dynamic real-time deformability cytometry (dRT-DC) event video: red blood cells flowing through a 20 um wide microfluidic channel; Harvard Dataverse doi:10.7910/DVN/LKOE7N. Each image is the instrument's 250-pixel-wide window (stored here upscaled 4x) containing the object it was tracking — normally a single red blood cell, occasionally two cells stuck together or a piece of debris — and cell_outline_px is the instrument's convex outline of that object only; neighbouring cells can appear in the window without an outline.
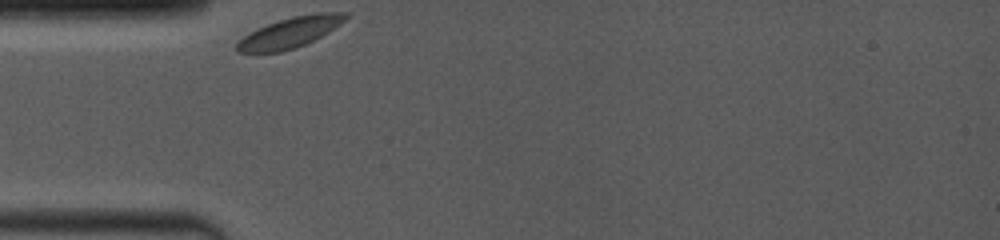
{"species": "common noctule bat (a hibernating species)", "species_latin": "Nyctalus noctula", "temperature_condition": "room temperature", "stored_images_in_passage": 36, "camera_frame_rate_fps": 4000, "um_per_image_px": 0.085, "animal": {"sex": "female", "body_mass_g": 19.0, "forearm_length_mm": 53.3}, "frame": {"image": 1, "passage_image": 1, "time_ms": 0.0, "image_size_px": [1000, 240], "cell_outline_px": [[348, 16], [340, 24], [328, 32], [304, 44], [280, 52], [236, 52], [236, 44], [244, 36], [256, 28], [292, 16], [320, 12], [348, 12]], "centroid_in_image_um": [24.64, 2.74], "position_along_channel_um": 60.4, "area_um2": 18.96}}
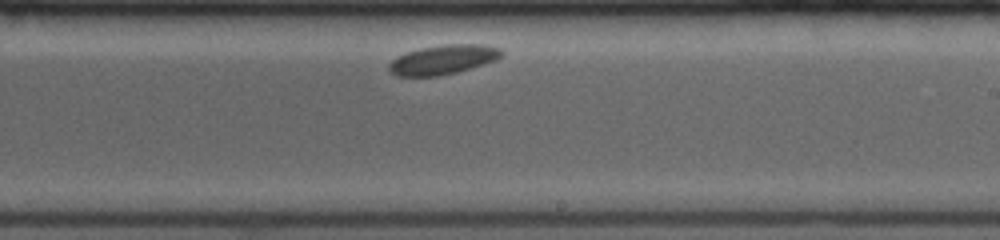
{"frame": {"image": 2, "passage_image": 21, "time_ms": 5.5, "image_size_px": [1000, 240], "cell_outline_px": [[504, 52], [496, 60], [456, 72], [440, 76], [396, 76], [388, 68], [388, 64], [392, 60], [408, 52], [420, 48], [444, 44], [484, 44], [500, 48]], "centroid_in_image_um": [37.68, 5.06], "position_along_channel_um": 251.3, "area_um2": 19.13}}
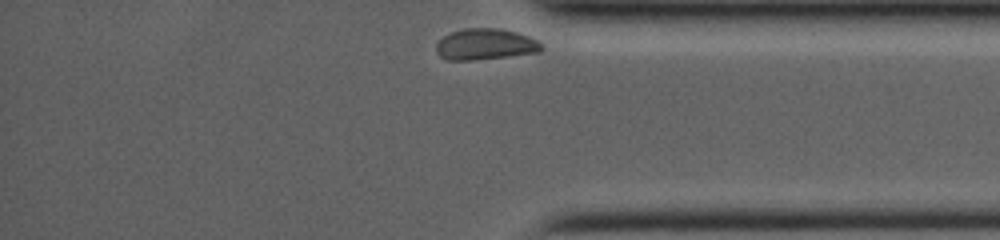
{"frame": {"image": 3, "passage_image": 36, "time_ms": 9.5, "image_size_px": [1000, 240], "cell_outline_px": [[544, 48], [540, 52], [508, 56], [472, 60], [448, 60], [440, 56], [436, 52], [436, 44], [444, 36], [452, 32], [464, 28], [496, 28], [516, 32], [528, 36], [536, 40]], "centroid_in_image_um": [41.24, 3.77], "position_along_channel_um": 394.0, "area_um2": 18.96}}